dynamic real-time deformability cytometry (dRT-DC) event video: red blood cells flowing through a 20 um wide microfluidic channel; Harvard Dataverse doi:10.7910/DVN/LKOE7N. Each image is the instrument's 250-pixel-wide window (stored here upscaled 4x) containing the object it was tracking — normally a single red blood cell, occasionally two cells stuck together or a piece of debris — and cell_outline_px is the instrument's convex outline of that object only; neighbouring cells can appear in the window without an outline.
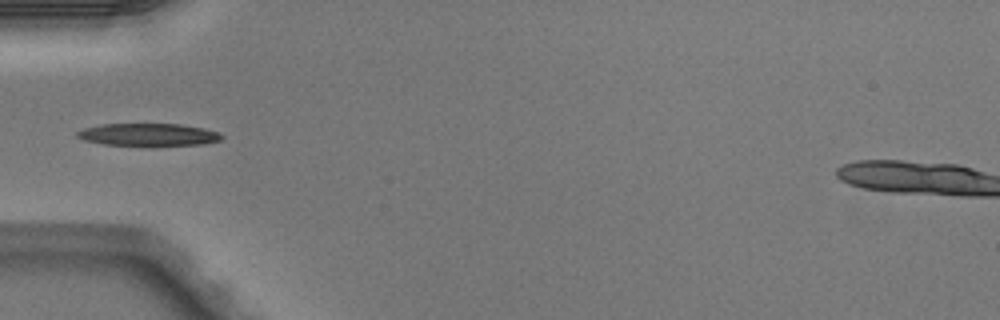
{"species": "Egyptian fruit bat (a non-hibernating species)", "species_latin": "Rousettus aegyptiacus", "temperature_condition": "warm", "stored_images_in_passage": 4, "camera_frame_rate_fps": 3000, "um_per_image_px": 0.085, "animal": {"sex": "male"}, "frame": {"image": 1, "passage_image": 4, "time_ms": 1.0, "image_size_px": [1000, 320], "cell_outline_px": [[224, 136], [220, 140], [204, 144], [104, 144], [84, 140], [76, 136], [76, 132], [84, 128], [100, 124], [180, 124], [204, 128], [216, 132]], "centroid_in_image_um": [12.59, 11.42], "position_along_channel_um": 72.4, "area_um2": 18.32}}